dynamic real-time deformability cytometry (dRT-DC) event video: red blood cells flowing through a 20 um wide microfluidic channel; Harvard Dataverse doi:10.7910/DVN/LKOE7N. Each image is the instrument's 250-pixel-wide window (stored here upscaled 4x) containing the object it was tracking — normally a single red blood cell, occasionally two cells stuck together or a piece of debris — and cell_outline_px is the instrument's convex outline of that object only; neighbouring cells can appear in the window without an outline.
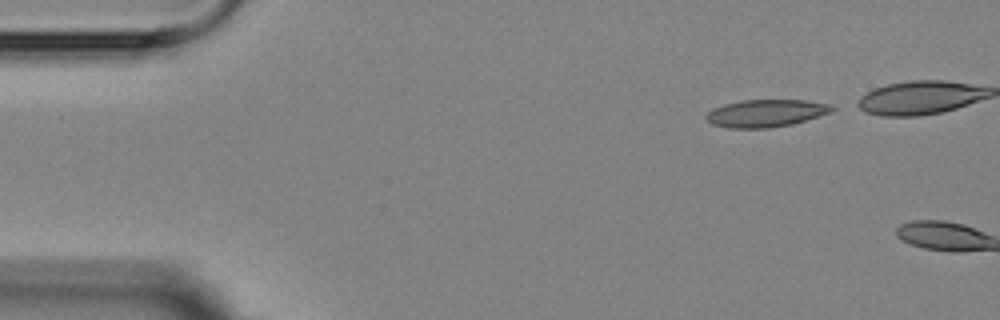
{"species": "Egyptian fruit bat (a non-hibernating species)", "species_latin": "Rousettus aegyptiacus", "temperature_condition": "room temperature", "stored_images_in_passage": 2, "camera_frame_rate_fps": 3000, "um_per_image_px": 0.085, "animal": {"sex": "female"}, "frame": {"image": 1, "passage_image": 1, "time_ms": 0.0, "image_size_px": [1000, 320], "cell_outline_px": [[836, 108], [832, 112], [792, 124], [768, 128], [728, 128], [712, 124], [704, 116], [712, 108], [724, 104], [740, 100], [804, 100], [832, 104]], "centroid_in_image_um": [65.1, 9.62], "position_along_channel_um": 19.9, "area_um2": 20.23}}